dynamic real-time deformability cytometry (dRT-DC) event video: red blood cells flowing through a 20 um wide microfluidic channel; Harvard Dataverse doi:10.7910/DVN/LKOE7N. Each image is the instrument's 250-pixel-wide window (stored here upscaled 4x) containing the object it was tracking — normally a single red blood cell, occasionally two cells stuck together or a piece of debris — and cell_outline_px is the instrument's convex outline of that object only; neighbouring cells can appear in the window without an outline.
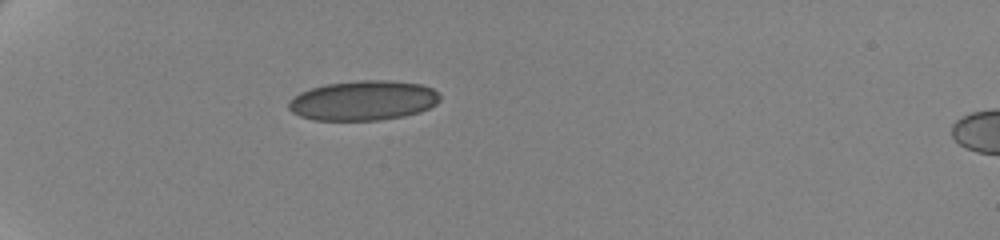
{"species": "human", "species_latin": "Homo sapiens", "temperature_condition": "cold", "stored_images_in_passage": 41, "camera_frame_rate_fps": 3000, "um_per_image_px": 0.085, "donor": {"sex": "female"}, "frame": {"image": 1, "passage_image": 1, "time_ms": 0.0, "image_size_px": [1000, 240], "cell_outline_px": [[440, 100], [436, 104], [420, 112], [404, 116], [380, 120], [312, 120], [300, 116], [292, 112], [288, 108], [288, 100], [300, 92], [324, 84], [360, 80], [388, 80], [420, 84], [432, 88], [440, 96]], "centroid_in_image_um": [30.86, 8.54], "position_along_channel_um": 54.1, "area_um2": 35.2}}
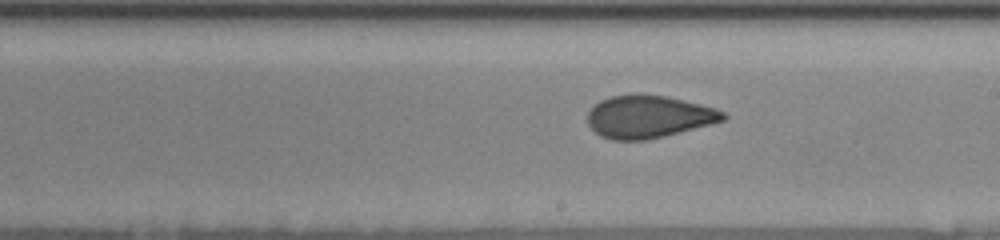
{"frame": {"image": 2, "passage_image": 19, "time_ms": 6.0, "image_size_px": [1000, 240], "cell_outline_px": [[728, 116], [724, 120], [712, 124], [664, 136], [644, 140], [612, 140], [600, 136], [588, 124], [588, 112], [600, 100], [612, 96], [664, 96], [684, 100], [716, 108], [724, 112]], "centroid_in_image_um": [55.16, 9.95], "position_along_channel_um": 233.8, "area_um2": 33.0}}
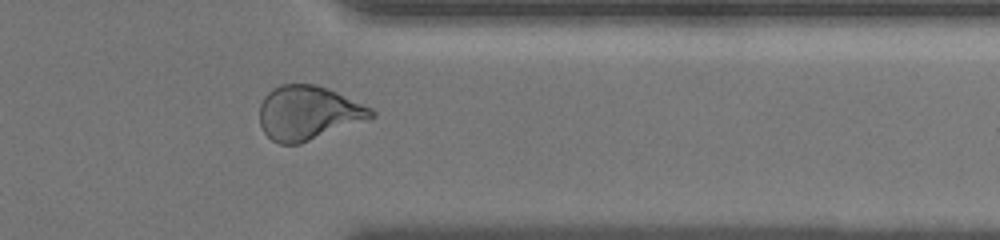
{"frame": {"image": 3, "passage_image": 32, "time_ms": 10.333, "image_size_px": [1000, 240], "cell_outline_px": [[376, 116], [300, 144], [280, 144], [272, 140], [264, 132], [260, 124], [260, 104], [264, 96], [272, 88], [280, 84], [316, 84], [328, 88], [372, 108], [376, 112]], "centroid_in_image_um": [26.18, 9.58], "position_along_channel_um": 385.2, "area_um2": 35.14}, "authors_computed_cell_mechanics": {"area_um2": 34.7378, "velocity_mm_per_s": 3.5005, "shape_relaxation_time_tau1_ms": 7.4521, "shape_relaxation_time_tau2_ms": 1.4833, "deformation_change_tau1": 0.1628, "deformation_change_tau2": 0.0641}}